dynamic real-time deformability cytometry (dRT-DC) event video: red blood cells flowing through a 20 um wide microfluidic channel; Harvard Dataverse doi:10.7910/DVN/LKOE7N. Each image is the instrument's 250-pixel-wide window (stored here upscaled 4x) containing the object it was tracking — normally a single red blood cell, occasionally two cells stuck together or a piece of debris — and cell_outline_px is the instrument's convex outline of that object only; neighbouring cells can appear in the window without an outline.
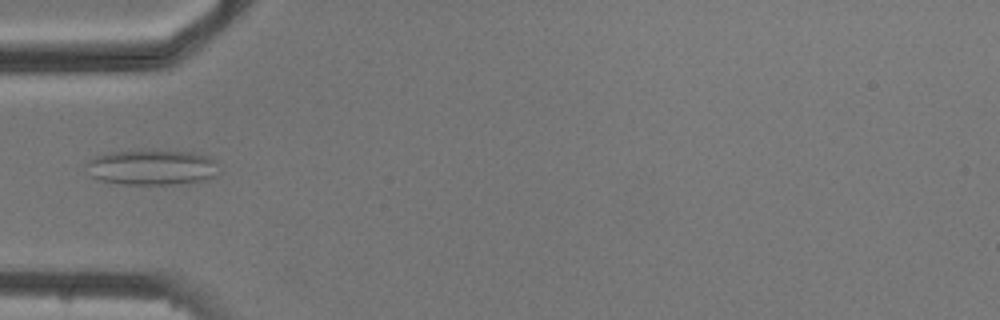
{"species": "common noctule bat (a hibernating species)", "species_latin": "Nyctalus noctula", "temperature_condition": "cold", "stored_images_in_passage": 5, "camera_frame_rate_fps": 3000, "um_per_image_px": 0.085, "animal": {"sex": "male", "body_mass_g": 20.5, "forearm_length_mm": 52.5}, "frame": {"image": 1, "passage_image": 5, "time_ms": 4.667, "image_size_px": [1000, 320], "cell_outline_px": [[216, 176], [204, 180], [172, 184], [120, 184], [96, 180], [92, 176], [84, 164], [88, 160], [96, 156], [108, 152], [192, 152], [212, 156], [216, 160]], "centroid_in_image_um": [12.89, 14.24], "position_along_channel_um": 72.1, "area_um2": 26.93}}